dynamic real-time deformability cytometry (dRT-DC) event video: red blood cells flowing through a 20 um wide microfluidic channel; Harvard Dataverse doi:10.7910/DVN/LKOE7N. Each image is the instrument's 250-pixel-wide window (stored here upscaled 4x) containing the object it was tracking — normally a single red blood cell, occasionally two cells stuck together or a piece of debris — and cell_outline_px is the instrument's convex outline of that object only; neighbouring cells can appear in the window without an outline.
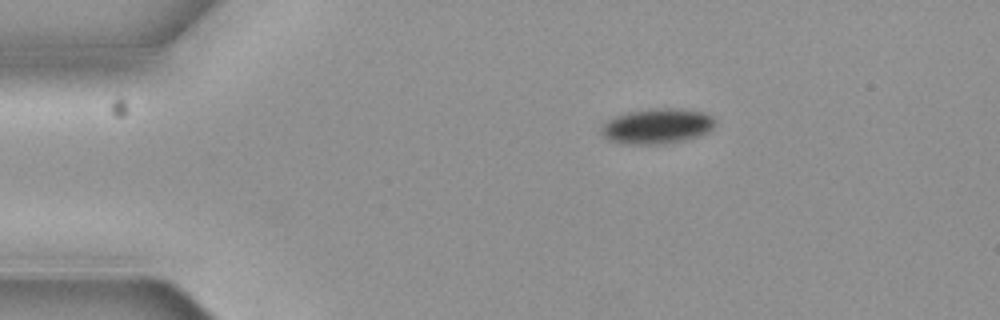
{"species": "common noctule bat (a hibernating species)", "species_latin": "Nyctalus noctula", "temperature_condition": "cold", "stored_images_in_passage": 3, "camera_frame_rate_fps": 3000, "um_per_image_px": 0.085, "animal": {"sex": "female", "body_mass_g": 19.3, "forearm_length_mm": 54.1}, "frame": {"image": 1, "passage_image": 1, "time_ms": 0.0, "image_size_px": [1000, 320], "cell_outline_px": [[716, 124], [708, 132], [696, 136], [680, 140], [652, 144], [628, 144], [608, 140], [600, 132], [600, 128], [608, 120], [616, 116], [628, 112], [656, 108], [676, 108], [704, 112], [712, 116], [716, 120]], "centroid_in_image_um": [55.85, 10.7], "position_along_channel_um": 29.1, "area_um2": 23.06}}